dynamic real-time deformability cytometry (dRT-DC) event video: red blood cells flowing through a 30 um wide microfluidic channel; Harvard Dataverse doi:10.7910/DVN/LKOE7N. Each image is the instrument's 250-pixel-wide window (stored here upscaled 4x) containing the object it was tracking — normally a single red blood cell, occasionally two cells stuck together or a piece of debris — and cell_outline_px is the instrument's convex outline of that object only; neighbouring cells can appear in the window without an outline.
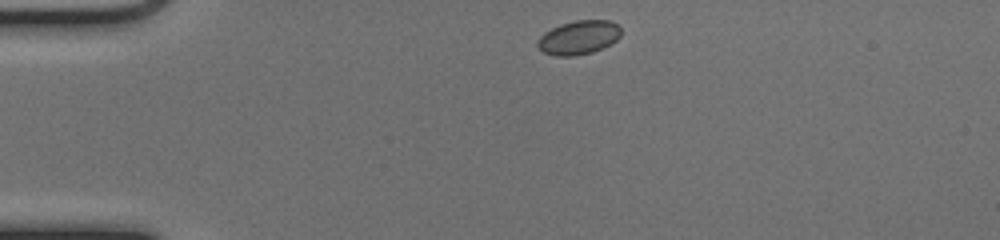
{"species": "common noctule bat (a hibernating species)", "species_latin": "Nyctalus noctula", "temperature_condition": "cold", "stored_images_in_passage": 41, "camera_frame_rate_fps": 3000, "um_per_image_px": 0.085, "animal": {"sex": "female", "body_mass_g": 17.0, "forearm_length_mm": 48.0}, "frame": {"image": 1, "passage_image": 1, "time_ms": 0.0, "image_size_px": [1000, 240], "cell_outline_px": [[620, 36], [616, 40], [592, 52], [576, 56], [556, 56], [544, 52], [536, 44], [536, 40], [544, 32], [560, 24], [576, 20], [612, 20], [620, 28]], "centroid_in_image_um": [49.16, 3.18], "position_along_channel_um": 35.8, "area_um2": 16.42}}
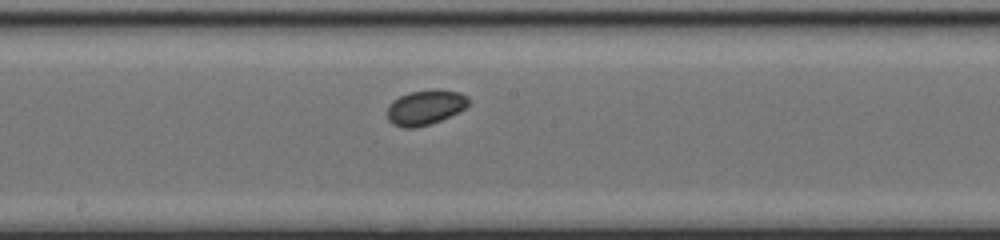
{"frame": {"image": 2, "passage_image": 18, "time_ms": 5.667, "image_size_px": [1000, 240], "cell_outline_px": [[468, 104], [460, 112], [440, 120], [416, 128], [404, 128], [392, 124], [388, 120], [388, 104], [392, 100], [408, 92], [432, 88], [436, 88], [460, 92], [468, 96]], "centroid_in_image_um": [36.14, 9.1], "position_along_channel_um": 212.1, "area_um2": 16.82}}
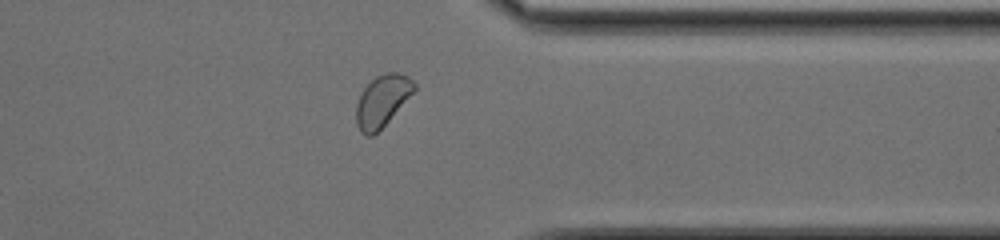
{"frame": {"image": 3, "passage_image": 31, "time_ms": 10.0, "image_size_px": [1000, 240], "cell_outline_px": [[416, 88], [388, 120], [372, 136], [364, 136], [360, 132], [356, 124], [356, 104], [360, 92], [376, 76], [388, 72], [396, 72], [408, 76], [416, 84]], "centroid_in_image_um": [32.45, 8.56], "position_along_channel_um": 379.0, "area_um2": 17.11}}